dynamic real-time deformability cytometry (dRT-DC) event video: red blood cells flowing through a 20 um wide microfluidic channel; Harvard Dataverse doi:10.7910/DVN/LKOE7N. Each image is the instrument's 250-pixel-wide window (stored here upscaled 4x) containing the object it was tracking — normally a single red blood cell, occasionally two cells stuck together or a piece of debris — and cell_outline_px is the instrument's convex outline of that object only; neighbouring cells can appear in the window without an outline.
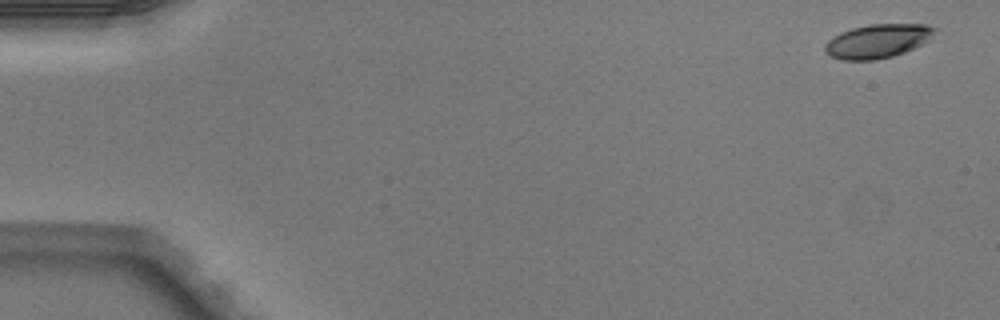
{"species": "Egyptian fruit bat (a non-hibernating species)", "species_latin": "Rousettus aegyptiacus", "temperature_condition": "warm", "stored_images_in_passage": 4, "camera_frame_rate_fps": 3000, "um_per_image_px": 0.085, "animal": {"sex": "male"}, "frame": {"image": 1, "passage_image": 1, "time_ms": 0.0, "image_size_px": [1000, 320], "cell_outline_px": [[940, 28], [932, 40], [904, 52], [892, 56], [876, 60], [844, 60], [832, 56], [824, 52], [824, 48], [828, 40], [840, 32], [852, 28], [868, 24], [924, 24]], "centroid_in_image_um": [74.67, 3.48], "position_along_channel_um": 10.3, "area_um2": 21.96}}
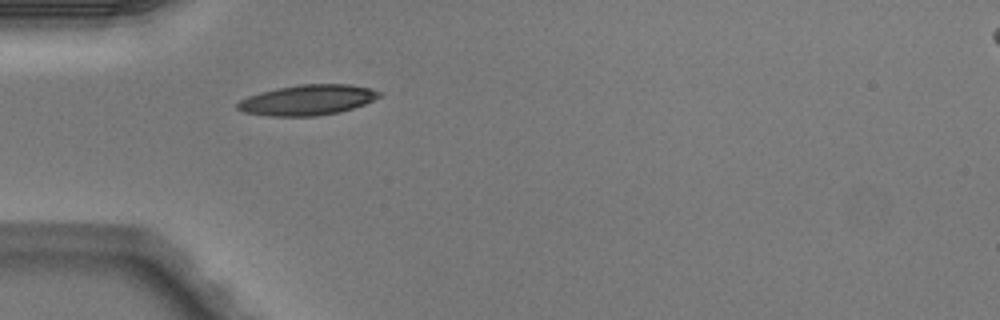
{"frame": {"image": 2, "passage_image": 4, "time_ms": 1.0, "image_size_px": [1000, 320], "cell_outline_px": [[380, 96], [364, 104], [340, 112], [316, 116], [268, 116], [244, 112], [236, 108], [236, 104], [240, 100], [248, 96], [260, 92], [276, 88], [300, 84], [348, 84], [368, 88], [380, 92]], "centroid_in_image_um": [26.09, 8.5], "position_along_channel_um": 58.9, "area_um2": 24.97}}